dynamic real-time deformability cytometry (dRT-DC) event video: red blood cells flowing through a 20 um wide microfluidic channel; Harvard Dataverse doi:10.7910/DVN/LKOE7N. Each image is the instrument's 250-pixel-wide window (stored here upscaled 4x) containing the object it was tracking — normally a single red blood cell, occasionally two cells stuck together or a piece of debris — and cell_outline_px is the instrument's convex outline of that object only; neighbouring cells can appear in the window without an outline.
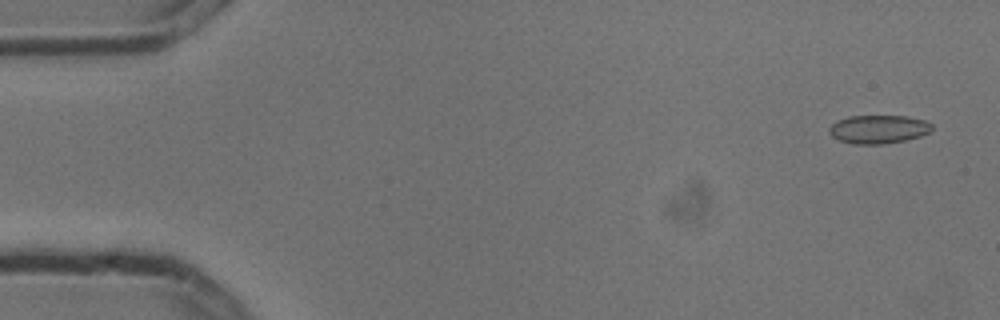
{"species": "common noctule bat (a hibernating species)", "species_latin": "Nyctalus noctula", "temperature_condition": "cold", "stored_images_in_passage": 4, "camera_frame_rate_fps": 3000, "um_per_image_px": 0.085, "animal": {"sex": "male", "body_mass_g": 13.3}, "frame": {"image": 1, "passage_image": 1, "time_ms": 0.0, "image_size_px": [1000, 320], "cell_outline_px": [[932, 128], [928, 132], [920, 136], [904, 140], [884, 144], [852, 144], [840, 140], [832, 136], [828, 132], [828, 128], [832, 124], [848, 116], [904, 116], [924, 120], [932, 124]], "centroid_in_image_um": [74.64, 10.99], "position_along_channel_um": 10.4, "area_um2": 16.88}}